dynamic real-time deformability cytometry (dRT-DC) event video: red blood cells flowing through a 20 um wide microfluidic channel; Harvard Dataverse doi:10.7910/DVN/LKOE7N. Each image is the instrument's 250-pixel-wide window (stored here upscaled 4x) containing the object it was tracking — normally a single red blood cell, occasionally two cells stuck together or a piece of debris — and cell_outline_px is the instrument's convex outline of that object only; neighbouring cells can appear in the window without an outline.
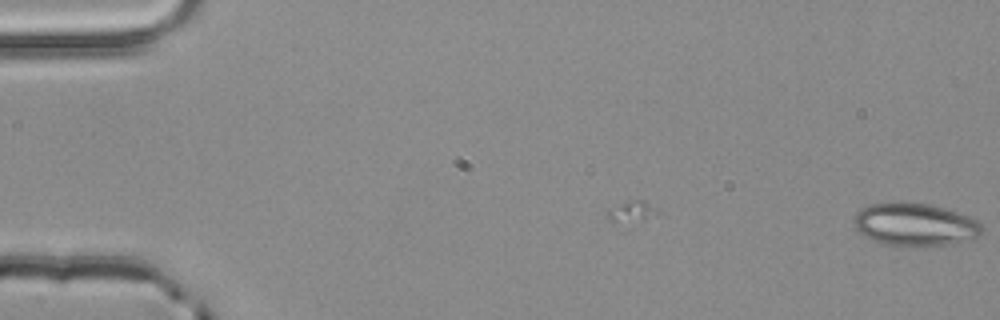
{"species": "common noctule bat (a hibernating species)", "species_latin": "Nyctalus noctula", "temperature_condition": "room temperature", "stored_images_in_passage": 2, "camera_frame_rate_fps": 3000, "um_per_image_px": 0.085, "animal": {"sex": "male", "body_mass_g": 20.4}, "frame": {"image": 1, "passage_image": 2, "time_ms": 0.333, "image_size_px": [1000, 320], "cell_outline_px": [[980, 232], [976, 236], [948, 244], [908, 248], [900, 248], [884, 244], [872, 240], [864, 236], [856, 228], [856, 212], [860, 208], [872, 204], [928, 204], [944, 208], [968, 216], [976, 220], [980, 224]], "centroid_in_image_um": [77.72, 19.13], "position_along_channel_um": 7.3, "area_um2": 31.27}}